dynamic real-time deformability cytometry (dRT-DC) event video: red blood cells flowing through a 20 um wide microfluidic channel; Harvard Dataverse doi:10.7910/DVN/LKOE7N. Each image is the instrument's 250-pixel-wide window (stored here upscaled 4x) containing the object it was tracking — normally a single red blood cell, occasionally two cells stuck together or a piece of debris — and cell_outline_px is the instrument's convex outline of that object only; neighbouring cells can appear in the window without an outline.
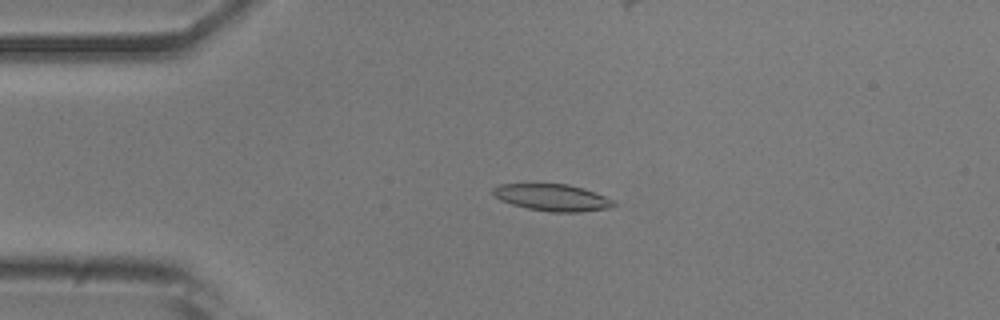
{"species": "common noctule bat (a hibernating species)", "species_latin": "Nyctalus noctula", "temperature_condition": "room temperature", "stored_images_in_passage": 46, "camera_frame_rate_fps": 3000, "um_per_image_px": 0.085, "animal": {"sex": "male", "body_mass_g": 20.5, "forearm_length_mm": 52.5}, "frame": {"image": 1, "passage_image": 6, "time_ms": 1.667, "image_size_px": [1000, 320], "cell_outline_px": [[616, 204], [612, 208], [580, 212], [552, 212], [528, 208], [512, 204], [500, 200], [492, 192], [492, 188], [500, 184], [568, 184], [584, 188], [604, 196], [612, 200]], "centroid_in_image_um": [46.96, 16.79], "position_along_channel_um": 38.0, "area_um2": 18.79}}
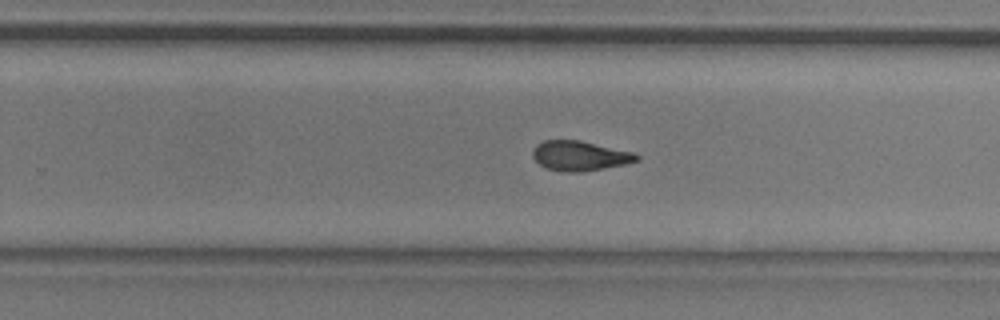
{"frame": {"image": 2, "passage_image": 27, "time_ms": 8.667, "image_size_px": [1000, 320], "cell_outline_px": [[640, 160], [624, 164], [584, 172], [568, 172], [544, 168], [532, 156], [532, 148], [536, 144], [544, 140], [580, 140], [632, 152], [640, 156]], "centroid_in_image_um": [49.25, 13.24], "position_along_channel_um": 280.5, "area_um2": 18.09}}
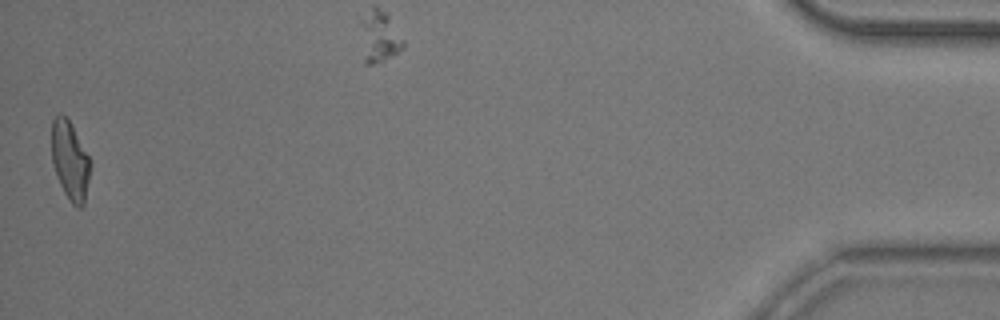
{"frame": {"image": 3, "passage_image": 46, "time_ms": 15.0, "image_size_px": [1000, 320], "cell_outline_px": [[92, 164], [84, 204], [80, 208], [76, 208], [72, 204], [64, 192], [60, 184], [52, 164], [52, 120], [60, 112], [68, 120], [92, 160]], "centroid_in_image_um": [5.97, 13.68], "position_along_channel_um": 429.2, "area_um2": 17.8}, "authors_computed_cell_mechanics": {"area_um2": 18.2937, "velocity_mm_per_s": 3.8688, "shape_relaxation_time_tau1_ms": 7.7562, "shape_relaxation_time_tau2_ms": 2.6568, "deformation_change_tau1": 0.2157, "deformation_change_tau2": 0.1075}}